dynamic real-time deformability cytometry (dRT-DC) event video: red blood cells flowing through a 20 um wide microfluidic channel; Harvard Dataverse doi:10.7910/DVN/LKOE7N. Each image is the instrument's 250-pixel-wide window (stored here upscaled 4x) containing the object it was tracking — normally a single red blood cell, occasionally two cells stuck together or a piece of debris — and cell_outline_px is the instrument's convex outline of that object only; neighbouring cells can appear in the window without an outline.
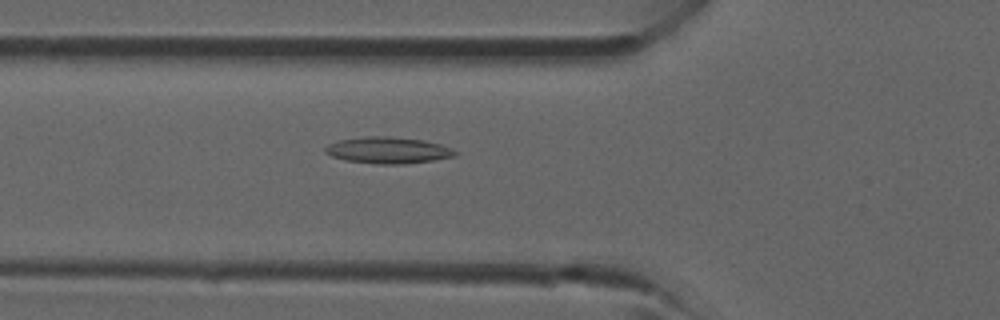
{"species": "common noctule bat (a hibernating species)", "species_latin": "Nyctalus noctula", "temperature_condition": "room temperature", "stored_images_in_passage": 36, "camera_frame_rate_fps": 3000, "um_per_image_px": 0.085, "animal": {"sex": "male", "forearm_length_mm": 52.5}, "frame": {"image": 1, "passage_image": 9, "time_ms": 2.667, "image_size_px": [1000, 320], "cell_outline_px": [[460, 152], [456, 156], [432, 160], [404, 164], [380, 164], [344, 160], [332, 156], [324, 152], [324, 148], [328, 144], [340, 140], [368, 136], [388, 136], [424, 140], [440, 144], [452, 148]], "centroid_in_image_um": [33.01, 12.77], "position_along_channel_um": 92.8, "area_um2": 20.06}}
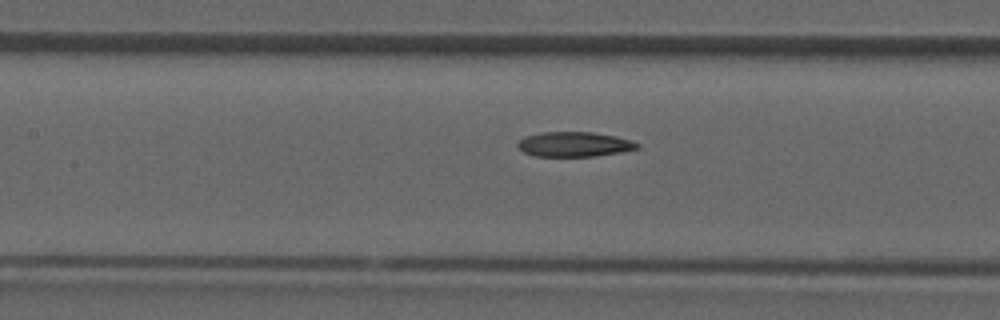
{"frame": {"image": 2, "passage_image": 13, "time_ms": 4.0, "image_size_px": [1000, 320], "cell_outline_px": [[640, 148], [620, 152], [596, 156], [536, 156], [524, 152], [516, 144], [524, 136], [540, 132], [592, 132], [616, 136], [632, 140], [640, 144]], "centroid_in_image_um": [48.83, 12.26], "position_along_channel_um": 158.6, "area_um2": 17.34}}
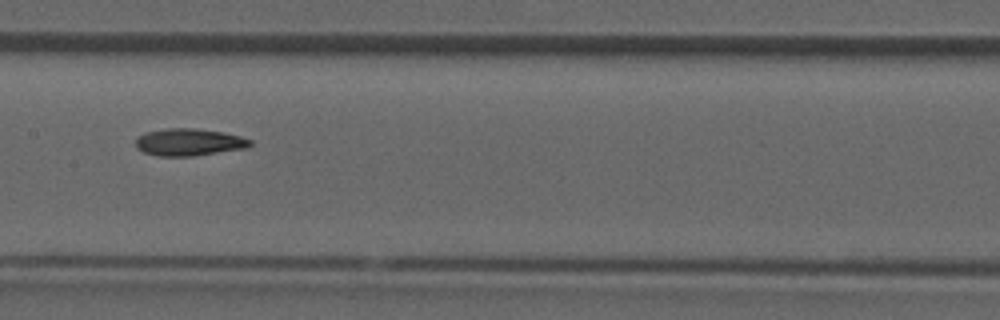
{"frame": {"image": 3, "passage_image": 15, "time_ms": 4.667, "image_size_px": [1000, 320], "cell_outline_px": [[252, 144], [248, 148], [192, 156], [156, 156], [144, 152], [136, 148], [136, 136], [144, 132], [168, 128], [196, 128], [224, 132], [240, 136], [252, 140]], "centroid_in_image_um": [16.06, 12.08], "position_along_channel_um": 191.3, "area_um2": 18.38}}